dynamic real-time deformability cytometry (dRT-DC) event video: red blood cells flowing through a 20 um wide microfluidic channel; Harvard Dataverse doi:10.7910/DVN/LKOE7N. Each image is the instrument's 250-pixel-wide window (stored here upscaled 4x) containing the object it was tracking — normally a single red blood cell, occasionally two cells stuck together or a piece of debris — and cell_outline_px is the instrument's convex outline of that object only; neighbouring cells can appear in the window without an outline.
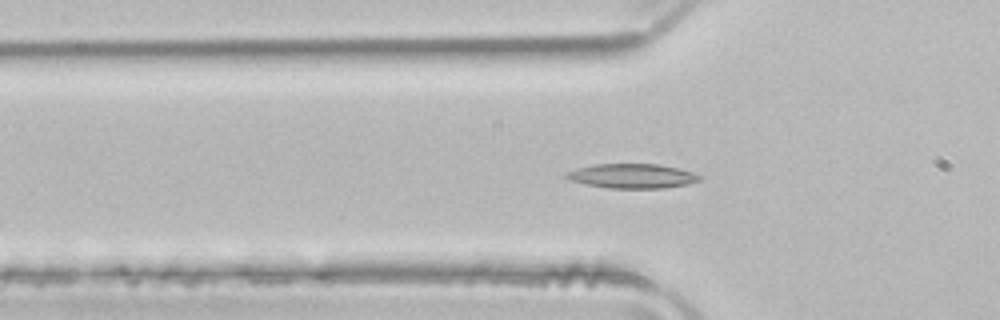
{"species": "common noctule bat (a hibernating species)", "species_latin": "Nyctalus noctula", "temperature_condition": "room temperature", "stored_images_in_passage": 53, "camera_frame_rate_fps": 3000, "um_per_image_px": 0.085, "animal": {"sex": "male", "body_mass_g": 21.5, "forearm_length_mm": 52.0}, "frame": {"image": 1, "passage_image": 17, "time_ms": 5.333, "image_size_px": [1000, 320], "cell_outline_px": [[704, 176], [700, 180], [688, 184], [664, 188], [608, 188], [588, 184], [572, 180], [564, 176], [568, 172], [576, 168], [596, 164], [660, 164], [692, 172]], "centroid_in_image_um": [53.79, 14.96], "position_along_channel_um": 72.0, "area_um2": 18.84}}
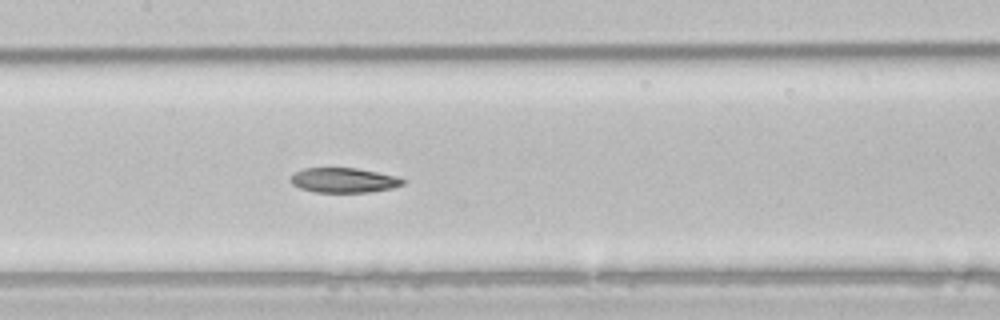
{"frame": {"image": 2, "passage_image": 25, "time_ms": 8.0, "image_size_px": [1000, 320], "cell_outline_px": [[404, 184], [392, 188], [368, 192], [316, 192], [300, 188], [292, 184], [288, 180], [296, 172], [304, 168], [356, 168], [396, 176], [404, 180]], "centroid_in_image_um": [29.2, 15.32], "position_along_channel_um": 178.2, "area_um2": 16.07}}
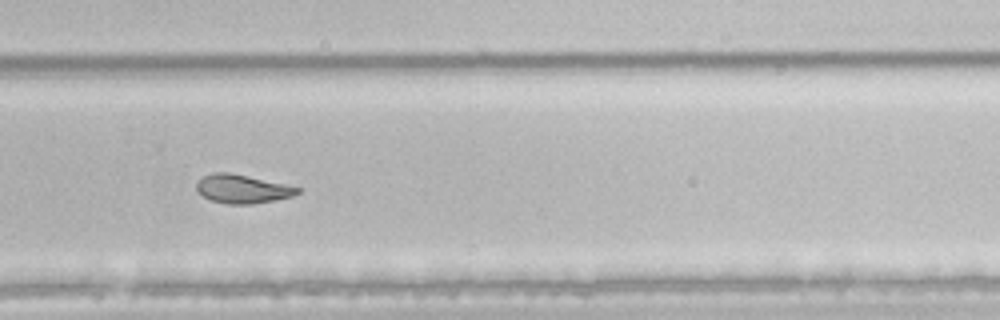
{"frame": {"image": 3, "passage_image": 35, "time_ms": 11.333, "image_size_px": [1000, 320], "cell_outline_px": [[300, 192], [292, 196], [276, 200], [252, 204], [228, 204], [212, 200], [204, 196], [196, 188], [196, 180], [212, 172], [228, 172], [248, 176], [284, 184], [300, 188]], "centroid_in_image_um": [20.58, 16.05], "position_along_channel_um": 309.2, "area_um2": 16.7}, "authors_computed_cell_mechanics": {"area_um2": 19.074, "velocity_mm_per_s": 3.9455, "shape_relaxation_time_tau1_ms": 10.6565, "shape_relaxation_time_tau2_ms": 8.4875, "deformation_change_tau1": 0.2353, "deformation_change_tau2": 0.134}}